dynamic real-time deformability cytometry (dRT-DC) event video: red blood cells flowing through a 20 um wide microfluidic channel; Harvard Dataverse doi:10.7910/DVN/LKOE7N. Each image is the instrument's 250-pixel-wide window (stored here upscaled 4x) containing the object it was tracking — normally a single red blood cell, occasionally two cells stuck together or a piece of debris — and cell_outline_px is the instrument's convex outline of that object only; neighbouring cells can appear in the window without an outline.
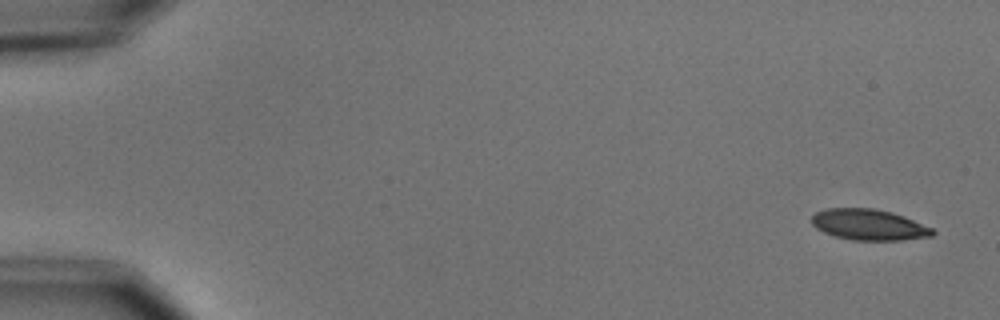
{"species": "common noctule bat (a hibernating species)", "species_latin": "Nyctalus noctula", "temperature_condition": "cold", "stored_images_in_passage": 6, "camera_frame_rate_fps": 3000, "um_per_image_px": 0.085, "animal": {"sex": "male", "body_mass_g": 15.6}, "frame": {"image": 1, "passage_image": 1, "time_ms": 0.0, "image_size_px": [1000, 320], "cell_outline_px": [[936, 232], [932, 236], [900, 240], [852, 240], [836, 236], [824, 232], [816, 228], [812, 224], [812, 216], [816, 212], [828, 208], [876, 208], [892, 212], [904, 216], [932, 228]], "centroid_in_image_um": [73.86, 19.09], "position_along_channel_um": 11.1, "area_um2": 21.73}}